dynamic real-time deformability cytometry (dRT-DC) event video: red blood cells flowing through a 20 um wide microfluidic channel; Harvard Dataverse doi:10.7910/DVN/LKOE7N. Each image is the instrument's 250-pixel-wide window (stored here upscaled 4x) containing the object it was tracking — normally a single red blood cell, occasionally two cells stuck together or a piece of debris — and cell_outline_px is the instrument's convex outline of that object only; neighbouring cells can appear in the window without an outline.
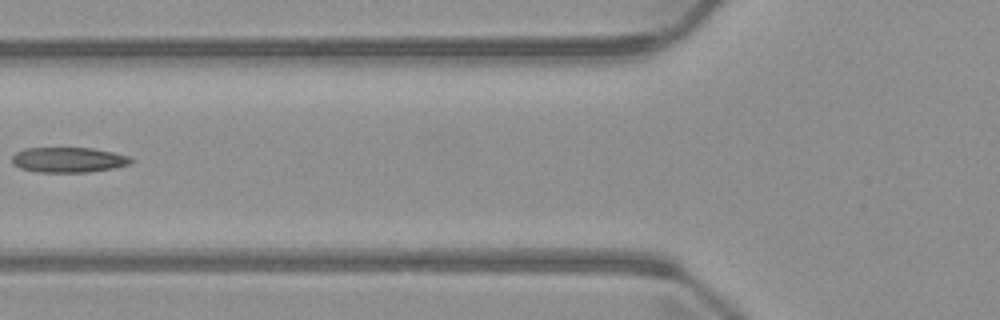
{"species": "common noctule bat (a hibernating species)", "species_latin": "Nyctalus noctula", "temperature_condition": "warm", "stored_images_in_passage": 6, "camera_frame_rate_fps": 3000, "um_per_image_px": 0.085, "animal": {"sex": "male", "body_mass_g": 23.1, "forearm_length_mm": 52.7}, "frame": {"image": 1, "passage_image": 6, "time_ms": 6.0, "image_size_px": [1000, 320], "cell_outline_px": [[132, 160], [128, 164], [112, 168], [88, 172], [36, 172], [20, 168], [12, 164], [12, 156], [16, 152], [24, 148], [92, 148], [112, 152], [128, 156]], "centroid_in_image_um": [5.75, 13.58], "position_along_channel_um": 120.1, "area_um2": 17.34}}